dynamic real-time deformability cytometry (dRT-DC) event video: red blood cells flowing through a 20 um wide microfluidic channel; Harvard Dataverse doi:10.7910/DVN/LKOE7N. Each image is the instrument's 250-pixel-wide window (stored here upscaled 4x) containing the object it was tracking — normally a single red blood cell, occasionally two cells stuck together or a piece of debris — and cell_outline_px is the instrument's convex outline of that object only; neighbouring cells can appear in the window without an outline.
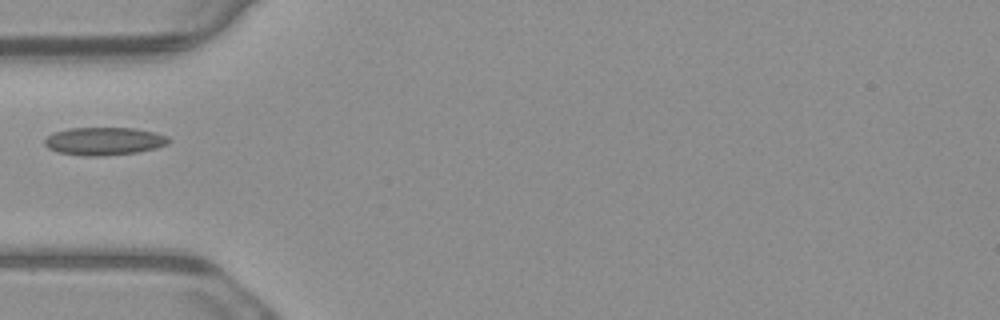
{"species": "common noctule bat (a hibernating species)", "species_latin": "Nyctalus noctula", "temperature_condition": "warm", "stored_images_in_passage": 6, "camera_frame_rate_fps": 3000, "um_per_image_px": 0.085, "animal": {"sex": "male", "body_mass_g": 23.1, "forearm_length_mm": 52.7}, "frame": {"image": 1, "passage_image": 5, "time_ms": 1.333, "image_size_px": [1000, 320], "cell_outline_px": [[172, 140], [168, 144], [156, 148], [136, 152], [100, 156], [84, 156], [56, 152], [48, 148], [44, 144], [44, 140], [48, 136], [56, 132], [68, 128], [132, 128], [156, 132], [168, 136]], "centroid_in_image_um": [8.87, 12.0], "position_along_channel_um": 76.1, "area_um2": 20.23}}
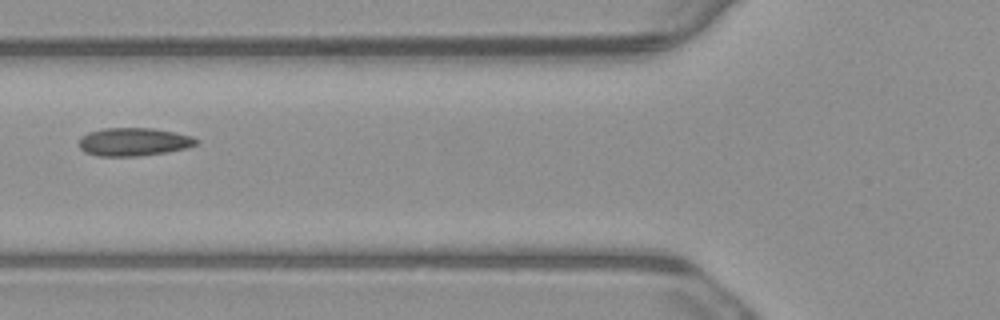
{"frame": {"image": 2, "passage_image": 6, "time_ms": 1.667, "image_size_px": [1000, 320], "cell_outline_px": [[200, 144], [188, 148], [140, 156], [100, 156], [84, 152], [80, 148], [80, 136], [88, 132], [104, 128], [152, 128], [192, 136], [200, 140]], "centroid_in_image_um": [11.39, 12.06], "position_along_channel_um": 114.4, "area_um2": 19.31}}